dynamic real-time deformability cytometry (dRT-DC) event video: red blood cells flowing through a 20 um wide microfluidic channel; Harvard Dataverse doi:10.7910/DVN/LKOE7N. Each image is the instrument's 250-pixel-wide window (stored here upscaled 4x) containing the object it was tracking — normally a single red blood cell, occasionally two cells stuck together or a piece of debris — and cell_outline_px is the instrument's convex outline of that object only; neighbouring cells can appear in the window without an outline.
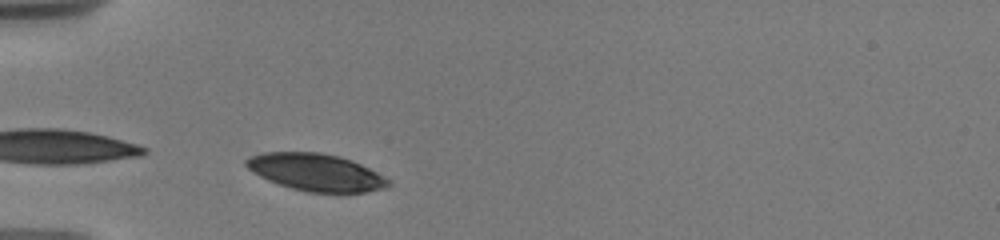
{"species": "human", "species_latin": "Homo sapiens", "temperature_condition": "warm", "stored_images_in_passage": 22, "camera_frame_rate_fps": 3000, "um_per_image_px": 0.085, "donor": {"sex": "male"}, "frame": {"image": 1, "passage_image": 1, "time_ms": 0.0, "image_size_px": [1000, 240], "cell_outline_px": [[392, 184], [384, 188], [364, 192], [308, 192], [292, 188], [268, 180], [260, 176], [248, 168], [244, 164], [244, 160], [248, 156], [264, 152], [320, 152], [340, 156], [352, 160], [384, 176]], "centroid_in_image_um": [26.83, 14.63], "position_along_channel_um": 58.2, "area_um2": 30.69}}
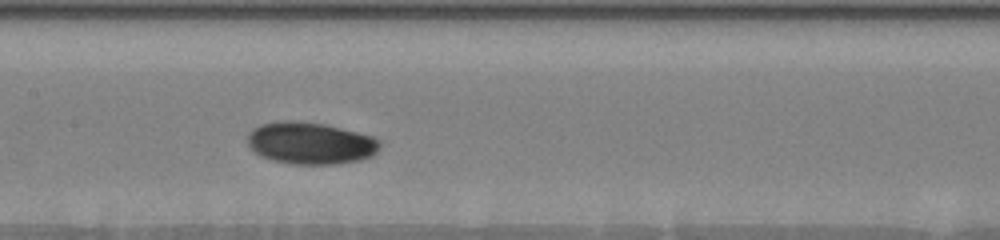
{"frame": {"image": 2, "passage_image": 6, "time_ms": 3.667, "image_size_px": [1000, 240], "cell_outline_px": [[380, 148], [372, 156], [360, 160], [336, 164], [296, 164], [276, 160], [260, 156], [248, 144], [248, 132], [252, 128], [260, 124], [280, 120], [296, 120], [324, 124], [372, 136], [380, 140]], "centroid_in_image_um": [26.39, 12.15], "position_along_channel_um": 181.0, "area_um2": 32.37}}
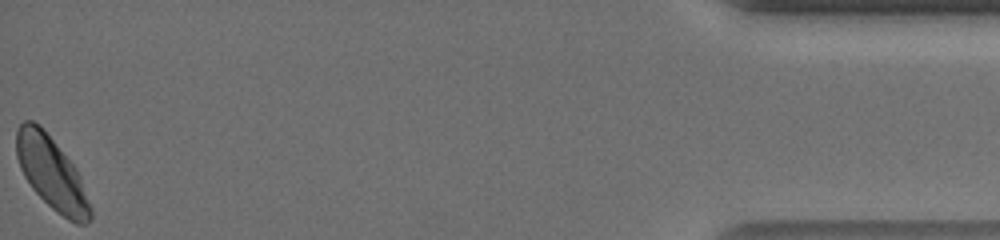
{"frame": {"image": 3, "passage_image": 22, "time_ms": 12.667, "image_size_px": [1000, 240], "cell_outline_px": [[92, 220], [84, 224], [76, 224], [68, 220], [52, 208], [32, 188], [24, 176], [20, 168], [16, 156], [16, 128], [24, 120], [32, 120], [40, 124], [76, 168], [80, 176], [92, 208]], "centroid_in_image_um": [4.39, 14.71], "position_along_channel_um": 430.8, "area_um2": 31.39}, "authors_computed_cell_mechanics": {"area_um2": 30.8941, "velocity_mm_per_s": 3.6583, "shape_relaxation_time_tau1_ms": 1.8431, "shape_relaxation_time_tau2_ms": null, "deformation_change_tau1": 0.0857, "deformation_change_tau2": null}}